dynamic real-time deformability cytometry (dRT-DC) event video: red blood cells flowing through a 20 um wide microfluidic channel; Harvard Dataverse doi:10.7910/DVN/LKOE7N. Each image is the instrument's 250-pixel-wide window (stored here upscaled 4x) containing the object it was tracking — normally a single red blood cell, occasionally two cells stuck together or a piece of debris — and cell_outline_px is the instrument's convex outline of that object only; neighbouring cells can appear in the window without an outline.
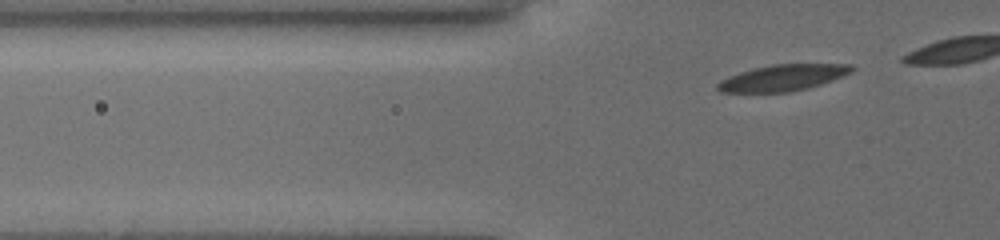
{"species": "common noctule bat (a hibernating species)", "species_latin": "Nyctalus noctula", "temperature_condition": "cold", "stored_images_in_passage": 14, "camera_frame_rate_fps": 3000, "um_per_image_px": 0.085, "animal": {"sex": "female", "body_mass_g": 19.5, "forearm_length_mm": 54.1}, "frame": {"image": 1, "passage_image": 6, "time_ms": 1.333, "image_size_px": [1000, 240], "cell_outline_px": [[856, 68], [852, 72], [820, 84], [808, 88], [788, 92], [720, 92], [716, 88], [716, 84], [720, 80], [728, 76], [752, 68], [772, 64], [852, 64]], "centroid_in_image_um": [66.51, 6.6], "position_along_channel_um": 59.3, "area_um2": 20.52}}
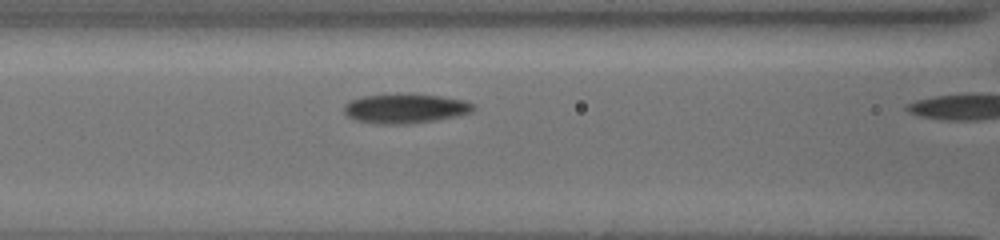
{"frame": {"image": 2, "passage_image": 13, "time_ms": 3.667, "image_size_px": [1000, 240], "cell_outline_px": [[476, 108], [472, 112], [456, 116], [436, 120], [404, 124], [384, 124], [356, 120], [348, 116], [344, 112], [344, 104], [348, 100], [360, 96], [440, 96], [464, 100], [476, 104]], "centroid_in_image_um": [34.46, 9.25], "position_along_channel_um": 132.1, "area_um2": 21.56}}